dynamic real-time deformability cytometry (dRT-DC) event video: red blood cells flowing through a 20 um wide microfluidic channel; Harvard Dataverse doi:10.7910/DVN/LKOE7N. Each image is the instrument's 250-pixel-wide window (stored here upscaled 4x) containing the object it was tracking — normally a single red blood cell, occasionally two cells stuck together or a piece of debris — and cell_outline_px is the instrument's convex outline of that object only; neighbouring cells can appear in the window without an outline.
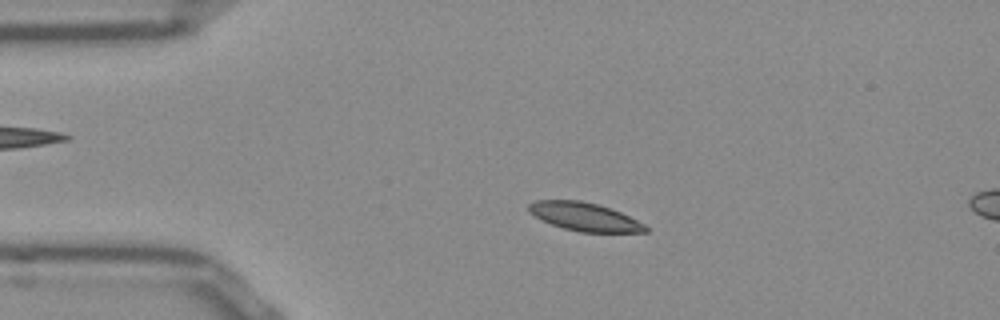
{"species": "Egyptian fruit bat (a non-hibernating species)", "species_latin": "Rousettus aegyptiacus", "temperature_condition": "room temperature", "stored_images_in_passage": 14, "camera_frame_rate_fps": 3000, "um_per_image_px": 0.085, "frame": {"image": 1, "passage_image": 10, "time_ms": 3.0, "image_size_px": [1000, 320], "cell_outline_px": [[648, 232], [580, 232], [564, 228], [552, 224], [528, 212], [528, 204], [536, 200], [580, 200], [596, 204], [620, 212], [644, 224], [648, 228]], "centroid_in_image_um": [49.67, 18.42], "position_along_channel_um": 35.3, "area_um2": 18.96}}